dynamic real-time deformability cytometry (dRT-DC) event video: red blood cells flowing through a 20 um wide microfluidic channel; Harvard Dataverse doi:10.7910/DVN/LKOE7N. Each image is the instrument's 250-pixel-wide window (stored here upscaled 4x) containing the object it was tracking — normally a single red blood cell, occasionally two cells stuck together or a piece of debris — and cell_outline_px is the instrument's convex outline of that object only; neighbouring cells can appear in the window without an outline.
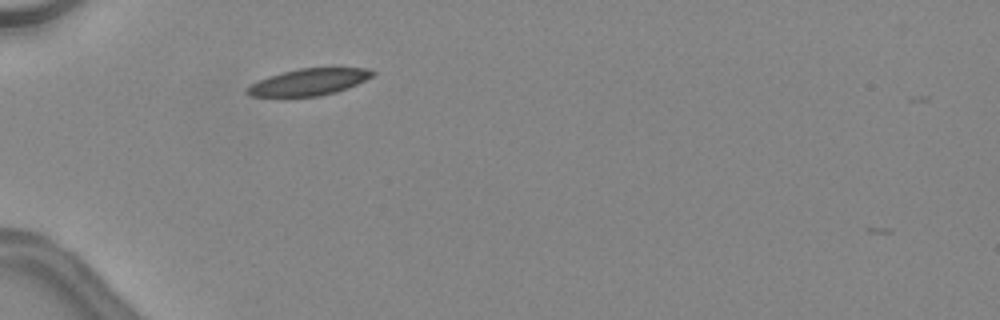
{"species": "common noctule bat (a hibernating species)", "species_latin": "Nyctalus noctula", "temperature_condition": "warm", "stored_images_in_passage": 32, "camera_frame_rate_fps": 3000, "um_per_image_px": 0.085, "animal": {"sex": "female", "body_mass_g": 24.6, "forearm_length_mm": 56.2}, "frame": {"image": 1, "passage_image": 1, "time_ms": 0.0, "image_size_px": [1000, 320], "cell_outline_px": [[376, 72], [372, 76], [348, 88], [336, 92], [320, 96], [284, 100], [252, 96], [244, 92], [252, 84], [268, 76], [300, 68], [368, 68]], "centroid_in_image_um": [26.18, 7.03], "position_along_channel_um": 58.8, "area_um2": 20.17}, "authors_computed_cell_mechanics": {"area_um2": 20.0855, "velocity_mm_per_s": 4.4987, "shape_relaxation_time_tau1_ms": 3.8305, "shape_relaxation_time_tau2_ms": 3.1679, "deformation_change_tau1": 0.0858, "deformation_change_tau2": 0.0979}}